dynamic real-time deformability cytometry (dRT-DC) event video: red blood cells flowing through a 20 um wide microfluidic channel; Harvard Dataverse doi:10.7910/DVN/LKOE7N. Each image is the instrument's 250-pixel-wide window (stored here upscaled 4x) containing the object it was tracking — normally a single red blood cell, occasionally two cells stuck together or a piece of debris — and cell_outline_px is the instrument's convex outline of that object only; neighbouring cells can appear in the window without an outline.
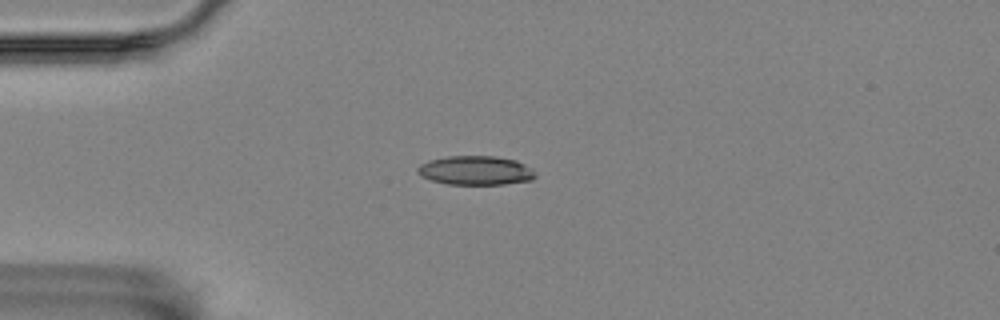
{"species": "Egyptian fruit bat (a non-hibernating species)", "species_latin": "Rousettus aegyptiacus", "temperature_condition": "room temperature", "stored_images_in_passage": 3, "camera_frame_rate_fps": 3000, "um_per_image_px": 0.085, "animal": {"sex": "female"}, "frame": {"image": 1, "passage_image": 2, "time_ms": 0.333, "image_size_px": [1000, 320], "cell_outline_px": [[536, 176], [532, 180], [504, 184], [448, 184], [432, 180], [420, 176], [416, 172], [416, 168], [420, 164], [428, 160], [448, 156], [496, 156], [516, 160], [532, 168]], "centroid_in_image_um": [40.41, 14.48], "position_along_channel_um": 44.6, "area_um2": 20.06}}